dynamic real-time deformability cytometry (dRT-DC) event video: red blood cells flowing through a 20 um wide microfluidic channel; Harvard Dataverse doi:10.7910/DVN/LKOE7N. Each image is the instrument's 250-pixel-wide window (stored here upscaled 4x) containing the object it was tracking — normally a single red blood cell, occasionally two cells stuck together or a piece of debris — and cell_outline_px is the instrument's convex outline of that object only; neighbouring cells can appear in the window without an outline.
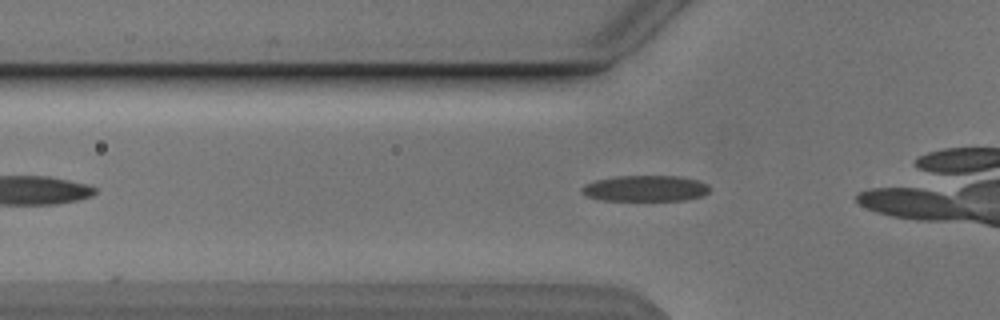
{"species": "Egyptian fruit bat (a non-hibernating species)", "species_latin": "Rousettus aegyptiacus", "temperature_condition": "cold", "stored_images_in_passage": 22, "camera_frame_rate_fps": 3000, "um_per_image_px": 0.085, "animal": {"sex": "male"}, "frame": {"image": 1, "passage_image": 4, "time_ms": 1.0, "image_size_px": [1000, 320], "cell_outline_px": [[712, 188], [704, 196], [688, 200], [600, 200], [584, 196], [580, 192], [580, 188], [584, 184], [596, 180], [616, 176], [680, 176], [696, 180], [708, 184]], "centroid_in_image_um": [54.85, 16.02], "position_along_channel_um": 71.0, "area_um2": 19.65}}
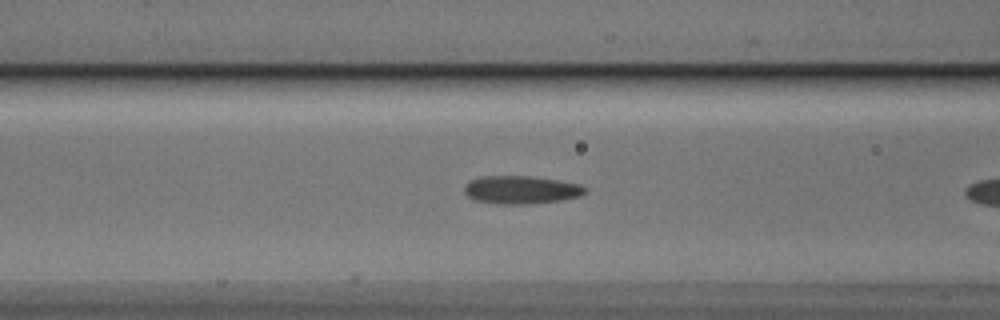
{"frame": {"image": 2, "passage_image": 8, "time_ms": 2.333, "image_size_px": [1000, 320], "cell_outline_px": [[588, 188], [580, 196], [560, 200], [528, 204], [496, 204], [472, 200], [464, 192], [464, 184], [480, 176], [528, 176], [556, 180], [580, 184]], "centroid_in_image_um": [44.24, 16.14], "position_along_channel_um": 122.4, "area_um2": 19.77}}